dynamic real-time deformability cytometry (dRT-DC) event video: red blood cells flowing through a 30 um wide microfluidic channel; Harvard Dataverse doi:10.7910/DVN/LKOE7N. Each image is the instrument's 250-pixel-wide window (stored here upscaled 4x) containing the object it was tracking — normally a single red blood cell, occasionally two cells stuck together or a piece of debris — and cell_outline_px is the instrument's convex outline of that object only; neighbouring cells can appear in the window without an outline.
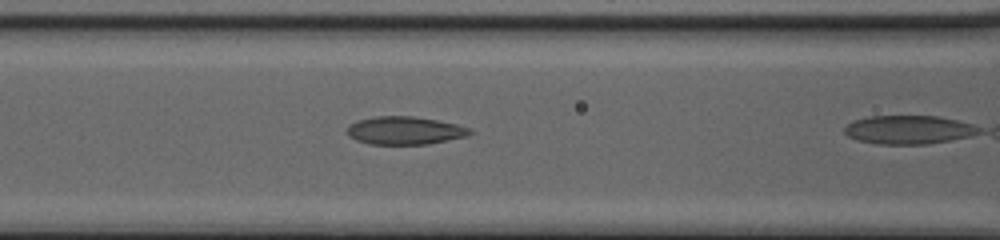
{"species": "common noctule bat (a hibernating species)", "species_latin": "Nyctalus noctula", "temperature_condition": "cold", "stored_images_in_passage": 10, "camera_frame_rate_fps": 3000, "um_per_image_px": 0.085, "animal": {"sex": "female", "body_mass_g": 20.0, "forearm_length_mm": 54.0}, "frame": {"image": 1, "passage_image": 9, "time_ms": 2.667, "image_size_px": [1000, 240], "cell_outline_px": [[472, 132], [468, 136], [428, 144], [368, 144], [356, 140], [348, 136], [348, 124], [356, 120], [376, 116], [412, 116], [436, 120], [456, 124], [472, 128]], "centroid_in_image_um": [34.4, 11.09], "position_along_channel_um": 132.2, "area_um2": 20.11}}